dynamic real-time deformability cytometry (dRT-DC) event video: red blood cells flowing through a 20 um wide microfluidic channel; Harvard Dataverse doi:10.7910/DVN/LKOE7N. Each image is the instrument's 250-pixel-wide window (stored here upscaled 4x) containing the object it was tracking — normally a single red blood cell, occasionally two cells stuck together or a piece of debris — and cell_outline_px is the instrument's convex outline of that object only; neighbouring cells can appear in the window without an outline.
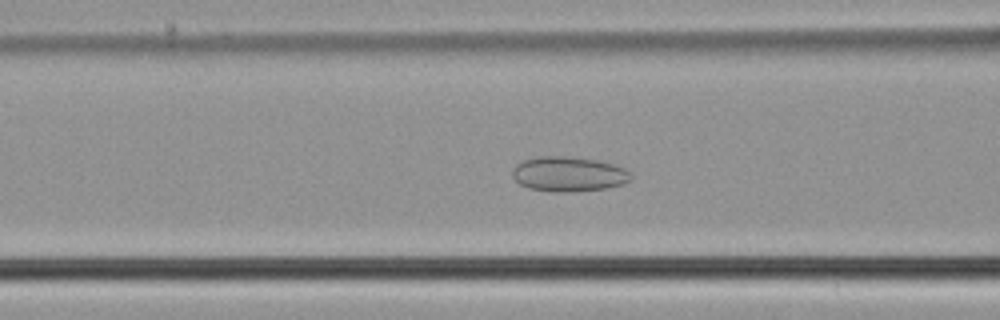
{"species": "common noctule bat (a hibernating species)", "species_latin": "Nyctalus noctula", "temperature_condition": "cold", "stored_images_in_passage": 55, "camera_frame_rate_fps": 3000, "um_per_image_px": 0.085, "animal": {"sex": "male", "body_mass_g": 21.5, "forearm_length_mm": 52.0}, "frame": {"image": 1, "passage_image": 22, "time_ms": 7.0, "image_size_px": [1000, 320], "cell_outline_px": [[632, 180], [624, 184], [608, 188], [572, 192], [552, 192], [528, 188], [520, 184], [512, 176], [512, 168], [516, 164], [524, 160], [540, 156], [564, 156], [596, 160], [612, 164], [624, 168], [632, 176]], "centroid_in_image_um": [48.32, 14.81], "position_along_channel_um": 118.3, "area_um2": 24.22}}
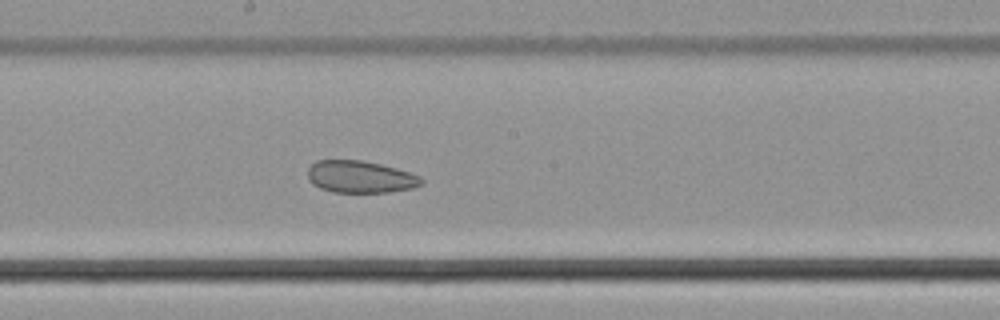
{"frame": {"image": 2, "passage_image": 30, "time_ms": 9.667, "image_size_px": [1000, 320], "cell_outline_px": [[424, 184], [412, 188], [388, 192], [332, 192], [320, 188], [312, 184], [308, 180], [308, 168], [316, 160], [360, 160], [380, 164], [396, 168], [420, 176], [424, 180]], "centroid_in_image_um": [30.62, 15.03], "position_along_channel_um": 217.6, "area_um2": 21.33}}
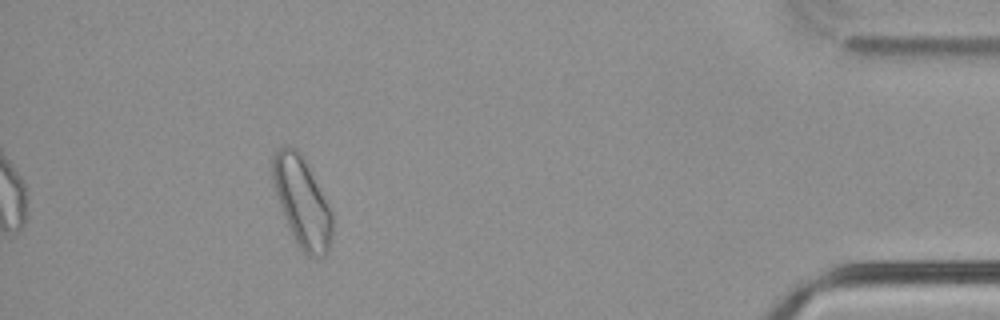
{"frame": {"image": 3, "passage_image": 50, "time_ms": 16.333, "image_size_px": [1000, 320], "cell_outline_px": [[332, 240], [328, 252], [324, 256], [308, 256], [296, 244], [292, 236], [280, 204], [272, 180], [272, 156], [276, 148], [296, 148], [300, 152], [328, 204], [332, 212]], "centroid_in_image_um": [25.68, 17.2], "position_along_channel_um": 409.5, "area_um2": 30.69}, "authors_computed_cell_mechanics": {"area_um2": 28.2064, "velocity_mm_per_s": 3.7299, "shape_relaxation_time_tau1_ms": null, "shape_relaxation_time_tau2_ms": 5.2955, "deformation_change_tau1": null, "deformation_change_tau2": 0.1022}}